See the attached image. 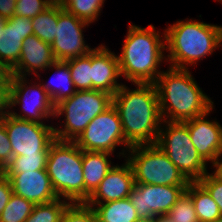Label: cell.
<instances>
[{
	"mask_svg": "<svg viewBox=\"0 0 222 222\" xmlns=\"http://www.w3.org/2000/svg\"><path fill=\"white\" fill-rule=\"evenodd\" d=\"M136 89L125 85L112 96L122 123L125 141L130 146L156 144L162 117L157 89L153 83H135Z\"/></svg>",
	"mask_w": 222,
	"mask_h": 222,
	"instance_id": "obj_1",
	"label": "cell"
},
{
	"mask_svg": "<svg viewBox=\"0 0 222 222\" xmlns=\"http://www.w3.org/2000/svg\"><path fill=\"white\" fill-rule=\"evenodd\" d=\"M154 84L163 121L185 122L214 107L211 98L203 93L188 69L169 67L166 72L162 71Z\"/></svg>",
	"mask_w": 222,
	"mask_h": 222,
	"instance_id": "obj_2",
	"label": "cell"
},
{
	"mask_svg": "<svg viewBox=\"0 0 222 222\" xmlns=\"http://www.w3.org/2000/svg\"><path fill=\"white\" fill-rule=\"evenodd\" d=\"M159 33L153 25L141 28L129 24L122 52L117 56L121 77L132 84L156 82L162 73L157 68L166 59L163 54L166 50L165 33L164 39Z\"/></svg>",
	"mask_w": 222,
	"mask_h": 222,
	"instance_id": "obj_3",
	"label": "cell"
},
{
	"mask_svg": "<svg viewBox=\"0 0 222 222\" xmlns=\"http://www.w3.org/2000/svg\"><path fill=\"white\" fill-rule=\"evenodd\" d=\"M221 26L181 20L165 29V45L170 67L188 69L219 47ZM169 58V59H168Z\"/></svg>",
	"mask_w": 222,
	"mask_h": 222,
	"instance_id": "obj_4",
	"label": "cell"
},
{
	"mask_svg": "<svg viewBox=\"0 0 222 222\" xmlns=\"http://www.w3.org/2000/svg\"><path fill=\"white\" fill-rule=\"evenodd\" d=\"M46 170L58 198L85 203L82 149L74 141L55 139L51 143Z\"/></svg>",
	"mask_w": 222,
	"mask_h": 222,
	"instance_id": "obj_5",
	"label": "cell"
},
{
	"mask_svg": "<svg viewBox=\"0 0 222 222\" xmlns=\"http://www.w3.org/2000/svg\"><path fill=\"white\" fill-rule=\"evenodd\" d=\"M111 105L112 95L107 92L94 89L76 91L55 106L54 117L65 115L64 129L54 128L55 139L75 141L86 126Z\"/></svg>",
	"mask_w": 222,
	"mask_h": 222,
	"instance_id": "obj_6",
	"label": "cell"
},
{
	"mask_svg": "<svg viewBox=\"0 0 222 222\" xmlns=\"http://www.w3.org/2000/svg\"><path fill=\"white\" fill-rule=\"evenodd\" d=\"M128 151L126 160L132 167L135 183L161 186L189 185L190 181L156 144L135 145Z\"/></svg>",
	"mask_w": 222,
	"mask_h": 222,
	"instance_id": "obj_7",
	"label": "cell"
},
{
	"mask_svg": "<svg viewBox=\"0 0 222 222\" xmlns=\"http://www.w3.org/2000/svg\"><path fill=\"white\" fill-rule=\"evenodd\" d=\"M156 145L190 181H199L208 171L207 164L192 144L187 125L184 122L162 121Z\"/></svg>",
	"mask_w": 222,
	"mask_h": 222,
	"instance_id": "obj_8",
	"label": "cell"
},
{
	"mask_svg": "<svg viewBox=\"0 0 222 222\" xmlns=\"http://www.w3.org/2000/svg\"><path fill=\"white\" fill-rule=\"evenodd\" d=\"M83 151L107 152L112 154L118 145L131 146L125 141L122 123L117 109L111 105L98 114L74 141Z\"/></svg>",
	"mask_w": 222,
	"mask_h": 222,
	"instance_id": "obj_9",
	"label": "cell"
},
{
	"mask_svg": "<svg viewBox=\"0 0 222 222\" xmlns=\"http://www.w3.org/2000/svg\"><path fill=\"white\" fill-rule=\"evenodd\" d=\"M5 129L14 156L48 154L55 140L54 127L5 115Z\"/></svg>",
	"mask_w": 222,
	"mask_h": 222,
	"instance_id": "obj_10",
	"label": "cell"
},
{
	"mask_svg": "<svg viewBox=\"0 0 222 222\" xmlns=\"http://www.w3.org/2000/svg\"><path fill=\"white\" fill-rule=\"evenodd\" d=\"M26 79L28 78L24 76L12 75L7 98L8 109L20 104L24 115L11 112L12 110L7 111L15 118L44 124L41 120L54 116L55 105L41 83L28 87ZM32 94L33 97H31Z\"/></svg>",
	"mask_w": 222,
	"mask_h": 222,
	"instance_id": "obj_11",
	"label": "cell"
},
{
	"mask_svg": "<svg viewBox=\"0 0 222 222\" xmlns=\"http://www.w3.org/2000/svg\"><path fill=\"white\" fill-rule=\"evenodd\" d=\"M89 23L77 18L58 1V20L51 48L56 61H66L89 54L94 48L86 45L83 29Z\"/></svg>",
	"mask_w": 222,
	"mask_h": 222,
	"instance_id": "obj_12",
	"label": "cell"
},
{
	"mask_svg": "<svg viewBox=\"0 0 222 222\" xmlns=\"http://www.w3.org/2000/svg\"><path fill=\"white\" fill-rule=\"evenodd\" d=\"M187 187L135 183L128 198L140 219L155 218L166 215Z\"/></svg>",
	"mask_w": 222,
	"mask_h": 222,
	"instance_id": "obj_13",
	"label": "cell"
},
{
	"mask_svg": "<svg viewBox=\"0 0 222 222\" xmlns=\"http://www.w3.org/2000/svg\"><path fill=\"white\" fill-rule=\"evenodd\" d=\"M213 107L206 113L185 121L192 144L201 158L207 163L222 156V126L216 121L207 120Z\"/></svg>",
	"mask_w": 222,
	"mask_h": 222,
	"instance_id": "obj_14",
	"label": "cell"
},
{
	"mask_svg": "<svg viewBox=\"0 0 222 222\" xmlns=\"http://www.w3.org/2000/svg\"><path fill=\"white\" fill-rule=\"evenodd\" d=\"M10 180L12 191L34 205L58 199L47 170L4 173Z\"/></svg>",
	"mask_w": 222,
	"mask_h": 222,
	"instance_id": "obj_15",
	"label": "cell"
},
{
	"mask_svg": "<svg viewBox=\"0 0 222 222\" xmlns=\"http://www.w3.org/2000/svg\"><path fill=\"white\" fill-rule=\"evenodd\" d=\"M135 186L132 167L126 160L122 166L114 165L100 182L85 204H101L128 198Z\"/></svg>",
	"mask_w": 222,
	"mask_h": 222,
	"instance_id": "obj_16",
	"label": "cell"
},
{
	"mask_svg": "<svg viewBox=\"0 0 222 222\" xmlns=\"http://www.w3.org/2000/svg\"><path fill=\"white\" fill-rule=\"evenodd\" d=\"M120 70L118 57L102 44L91 51V90H100L112 96L122 84L117 82Z\"/></svg>",
	"mask_w": 222,
	"mask_h": 222,
	"instance_id": "obj_17",
	"label": "cell"
},
{
	"mask_svg": "<svg viewBox=\"0 0 222 222\" xmlns=\"http://www.w3.org/2000/svg\"><path fill=\"white\" fill-rule=\"evenodd\" d=\"M33 35L31 18L13 16L0 31V62L11 70L17 65L23 40Z\"/></svg>",
	"mask_w": 222,
	"mask_h": 222,
	"instance_id": "obj_18",
	"label": "cell"
},
{
	"mask_svg": "<svg viewBox=\"0 0 222 222\" xmlns=\"http://www.w3.org/2000/svg\"><path fill=\"white\" fill-rule=\"evenodd\" d=\"M55 62L51 44L31 35L23 40L20 58L17 65L12 69V74L26 77L34 72L37 75L38 70L50 69Z\"/></svg>",
	"mask_w": 222,
	"mask_h": 222,
	"instance_id": "obj_19",
	"label": "cell"
},
{
	"mask_svg": "<svg viewBox=\"0 0 222 222\" xmlns=\"http://www.w3.org/2000/svg\"><path fill=\"white\" fill-rule=\"evenodd\" d=\"M110 153L83 151L82 150V168L83 179L85 182V202L95 191L100 182L105 178L108 171L113 167L108 160Z\"/></svg>",
	"mask_w": 222,
	"mask_h": 222,
	"instance_id": "obj_20",
	"label": "cell"
},
{
	"mask_svg": "<svg viewBox=\"0 0 222 222\" xmlns=\"http://www.w3.org/2000/svg\"><path fill=\"white\" fill-rule=\"evenodd\" d=\"M86 205L93 208L97 222H134L139 219L129 198Z\"/></svg>",
	"mask_w": 222,
	"mask_h": 222,
	"instance_id": "obj_21",
	"label": "cell"
},
{
	"mask_svg": "<svg viewBox=\"0 0 222 222\" xmlns=\"http://www.w3.org/2000/svg\"><path fill=\"white\" fill-rule=\"evenodd\" d=\"M186 192L194 202L199 222H213L221 216L217 203L198 181L190 182Z\"/></svg>",
	"mask_w": 222,
	"mask_h": 222,
	"instance_id": "obj_22",
	"label": "cell"
},
{
	"mask_svg": "<svg viewBox=\"0 0 222 222\" xmlns=\"http://www.w3.org/2000/svg\"><path fill=\"white\" fill-rule=\"evenodd\" d=\"M52 67L57 70V81L60 80V85L52 84V82H54L53 80H51L48 84L42 83L41 85L49 94L53 104L56 106L62 100L70 98L76 92V89L73 84L70 69L65 61H56L50 68Z\"/></svg>",
	"mask_w": 222,
	"mask_h": 222,
	"instance_id": "obj_23",
	"label": "cell"
},
{
	"mask_svg": "<svg viewBox=\"0 0 222 222\" xmlns=\"http://www.w3.org/2000/svg\"><path fill=\"white\" fill-rule=\"evenodd\" d=\"M58 20V0L44 12L31 19L33 35L46 43H53Z\"/></svg>",
	"mask_w": 222,
	"mask_h": 222,
	"instance_id": "obj_24",
	"label": "cell"
},
{
	"mask_svg": "<svg viewBox=\"0 0 222 222\" xmlns=\"http://www.w3.org/2000/svg\"><path fill=\"white\" fill-rule=\"evenodd\" d=\"M63 8L89 24L97 20L105 0H58Z\"/></svg>",
	"mask_w": 222,
	"mask_h": 222,
	"instance_id": "obj_25",
	"label": "cell"
},
{
	"mask_svg": "<svg viewBox=\"0 0 222 222\" xmlns=\"http://www.w3.org/2000/svg\"><path fill=\"white\" fill-rule=\"evenodd\" d=\"M76 91L91 90V52L65 61Z\"/></svg>",
	"mask_w": 222,
	"mask_h": 222,
	"instance_id": "obj_26",
	"label": "cell"
},
{
	"mask_svg": "<svg viewBox=\"0 0 222 222\" xmlns=\"http://www.w3.org/2000/svg\"><path fill=\"white\" fill-rule=\"evenodd\" d=\"M70 202L58 198L54 201L36 204L25 222H59L61 215Z\"/></svg>",
	"mask_w": 222,
	"mask_h": 222,
	"instance_id": "obj_27",
	"label": "cell"
},
{
	"mask_svg": "<svg viewBox=\"0 0 222 222\" xmlns=\"http://www.w3.org/2000/svg\"><path fill=\"white\" fill-rule=\"evenodd\" d=\"M33 207L31 201L13 193L0 215V222H25Z\"/></svg>",
	"mask_w": 222,
	"mask_h": 222,
	"instance_id": "obj_28",
	"label": "cell"
},
{
	"mask_svg": "<svg viewBox=\"0 0 222 222\" xmlns=\"http://www.w3.org/2000/svg\"><path fill=\"white\" fill-rule=\"evenodd\" d=\"M48 154H31L14 156L2 171L3 173H22L46 169Z\"/></svg>",
	"mask_w": 222,
	"mask_h": 222,
	"instance_id": "obj_29",
	"label": "cell"
},
{
	"mask_svg": "<svg viewBox=\"0 0 222 222\" xmlns=\"http://www.w3.org/2000/svg\"><path fill=\"white\" fill-rule=\"evenodd\" d=\"M166 215L173 222H199L194 202L186 191Z\"/></svg>",
	"mask_w": 222,
	"mask_h": 222,
	"instance_id": "obj_30",
	"label": "cell"
},
{
	"mask_svg": "<svg viewBox=\"0 0 222 222\" xmlns=\"http://www.w3.org/2000/svg\"><path fill=\"white\" fill-rule=\"evenodd\" d=\"M59 222H97V218L93 208L85 203H70Z\"/></svg>",
	"mask_w": 222,
	"mask_h": 222,
	"instance_id": "obj_31",
	"label": "cell"
},
{
	"mask_svg": "<svg viewBox=\"0 0 222 222\" xmlns=\"http://www.w3.org/2000/svg\"><path fill=\"white\" fill-rule=\"evenodd\" d=\"M56 0H17L14 16L34 18L44 12Z\"/></svg>",
	"mask_w": 222,
	"mask_h": 222,
	"instance_id": "obj_32",
	"label": "cell"
},
{
	"mask_svg": "<svg viewBox=\"0 0 222 222\" xmlns=\"http://www.w3.org/2000/svg\"><path fill=\"white\" fill-rule=\"evenodd\" d=\"M217 203L222 215V180L208 172L198 181Z\"/></svg>",
	"mask_w": 222,
	"mask_h": 222,
	"instance_id": "obj_33",
	"label": "cell"
},
{
	"mask_svg": "<svg viewBox=\"0 0 222 222\" xmlns=\"http://www.w3.org/2000/svg\"><path fill=\"white\" fill-rule=\"evenodd\" d=\"M13 157L12 146L5 129V116L0 119V171L11 162Z\"/></svg>",
	"mask_w": 222,
	"mask_h": 222,
	"instance_id": "obj_34",
	"label": "cell"
},
{
	"mask_svg": "<svg viewBox=\"0 0 222 222\" xmlns=\"http://www.w3.org/2000/svg\"><path fill=\"white\" fill-rule=\"evenodd\" d=\"M13 194L9 178L0 172V215Z\"/></svg>",
	"mask_w": 222,
	"mask_h": 222,
	"instance_id": "obj_35",
	"label": "cell"
},
{
	"mask_svg": "<svg viewBox=\"0 0 222 222\" xmlns=\"http://www.w3.org/2000/svg\"><path fill=\"white\" fill-rule=\"evenodd\" d=\"M12 70L0 62V93L8 94L12 78Z\"/></svg>",
	"mask_w": 222,
	"mask_h": 222,
	"instance_id": "obj_36",
	"label": "cell"
},
{
	"mask_svg": "<svg viewBox=\"0 0 222 222\" xmlns=\"http://www.w3.org/2000/svg\"><path fill=\"white\" fill-rule=\"evenodd\" d=\"M17 0H0V16L10 19L14 16Z\"/></svg>",
	"mask_w": 222,
	"mask_h": 222,
	"instance_id": "obj_37",
	"label": "cell"
},
{
	"mask_svg": "<svg viewBox=\"0 0 222 222\" xmlns=\"http://www.w3.org/2000/svg\"><path fill=\"white\" fill-rule=\"evenodd\" d=\"M8 94L0 93V119L3 118L8 111V103H7Z\"/></svg>",
	"mask_w": 222,
	"mask_h": 222,
	"instance_id": "obj_38",
	"label": "cell"
},
{
	"mask_svg": "<svg viewBox=\"0 0 222 222\" xmlns=\"http://www.w3.org/2000/svg\"><path fill=\"white\" fill-rule=\"evenodd\" d=\"M222 157H218L214 163L212 164V166L216 167L215 172H213V174L218 177L219 179L222 180Z\"/></svg>",
	"mask_w": 222,
	"mask_h": 222,
	"instance_id": "obj_39",
	"label": "cell"
},
{
	"mask_svg": "<svg viewBox=\"0 0 222 222\" xmlns=\"http://www.w3.org/2000/svg\"><path fill=\"white\" fill-rule=\"evenodd\" d=\"M155 222H173L167 215L156 216L154 218Z\"/></svg>",
	"mask_w": 222,
	"mask_h": 222,
	"instance_id": "obj_40",
	"label": "cell"
},
{
	"mask_svg": "<svg viewBox=\"0 0 222 222\" xmlns=\"http://www.w3.org/2000/svg\"><path fill=\"white\" fill-rule=\"evenodd\" d=\"M7 19L0 16V31L4 30Z\"/></svg>",
	"mask_w": 222,
	"mask_h": 222,
	"instance_id": "obj_41",
	"label": "cell"
},
{
	"mask_svg": "<svg viewBox=\"0 0 222 222\" xmlns=\"http://www.w3.org/2000/svg\"><path fill=\"white\" fill-rule=\"evenodd\" d=\"M134 222H155L154 218H139L138 220L134 221Z\"/></svg>",
	"mask_w": 222,
	"mask_h": 222,
	"instance_id": "obj_42",
	"label": "cell"
},
{
	"mask_svg": "<svg viewBox=\"0 0 222 222\" xmlns=\"http://www.w3.org/2000/svg\"><path fill=\"white\" fill-rule=\"evenodd\" d=\"M222 45V26H221V30L219 33V47Z\"/></svg>",
	"mask_w": 222,
	"mask_h": 222,
	"instance_id": "obj_43",
	"label": "cell"
},
{
	"mask_svg": "<svg viewBox=\"0 0 222 222\" xmlns=\"http://www.w3.org/2000/svg\"><path fill=\"white\" fill-rule=\"evenodd\" d=\"M213 222H222V215L219 218H217L216 220H214Z\"/></svg>",
	"mask_w": 222,
	"mask_h": 222,
	"instance_id": "obj_44",
	"label": "cell"
}]
</instances>
